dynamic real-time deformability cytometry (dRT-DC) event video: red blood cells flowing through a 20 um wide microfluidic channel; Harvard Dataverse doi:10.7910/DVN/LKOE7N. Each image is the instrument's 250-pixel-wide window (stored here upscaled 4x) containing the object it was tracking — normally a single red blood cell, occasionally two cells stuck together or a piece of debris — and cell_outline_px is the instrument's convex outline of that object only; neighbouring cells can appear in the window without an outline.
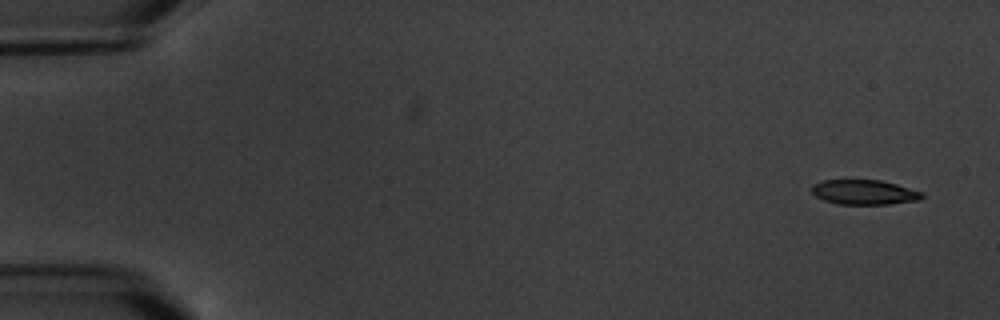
{"species": "common noctule bat (a hibernating species)", "species_latin": "Nyctalus noctula", "temperature_condition": "warm", "stored_images_in_passage": 7, "camera_frame_rate_fps": 3000, "um_per_image_px": 0.085, "animal": {"sex": "male", "body_mass_g": 20.1, "forearm_length_mm": 53.5}, "frame": {"image": 1, "passage_image": 1, "time_ms": 0.0, "image_size_px": [1000, 320], "cell_outline_px": [[924, 196], [920, 200], [888, 204], [836, 204], [824, 200], [816, 196], [812, 192], [812, 184], [824, 180], [880, 180], [896, 184], [924, 192]], "centroid_in_image_um": [73.48, 16.34], "position_along_channel_um": 11.5, "area_um2": 15.95}}
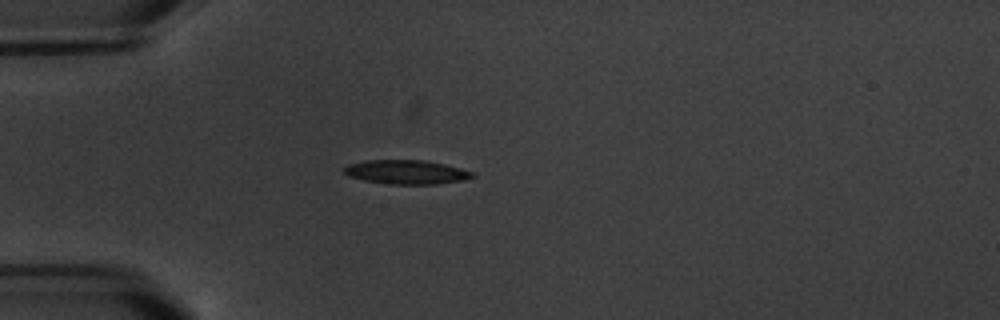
{"frame": {"image": 2, "passage_image": 5, "time_ms": 4.667, "image_size_px": [1000, 320], "cell_outline_px": [[476, 176], [464, 180], [436, 184], [392, 184], [364, 180], [348, 176], [344, 172], [344, 168], [348, 164], [368, 160], [424, 160], [444, 164], [460, 168], [472, 172]], "centroid_in_image_um": [34.55, 14.62], "position_along_channel_um": 50.5, "area_um2": 17.86}}